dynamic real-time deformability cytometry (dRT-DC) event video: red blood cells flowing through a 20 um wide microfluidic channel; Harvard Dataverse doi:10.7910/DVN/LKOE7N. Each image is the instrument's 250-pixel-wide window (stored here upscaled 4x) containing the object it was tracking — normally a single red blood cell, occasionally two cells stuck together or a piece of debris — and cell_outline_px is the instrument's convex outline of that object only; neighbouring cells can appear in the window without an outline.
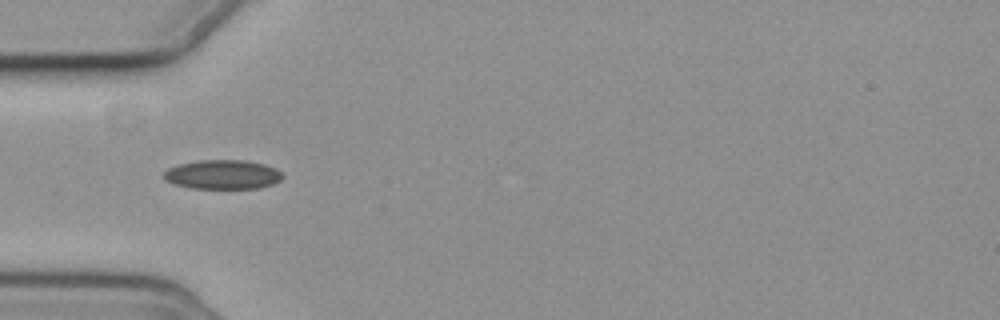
{"species": "common noctule bat (a hibernating species)", "species_latin": "Nyctalus noctula", "temperature_condition": "cold", "stored_images_in_passage": 5, "camera_frame_rate_fps": 3000, "um_per_image_px": 0.085, "animal": {"sex": "female", "body_mass_g": 19.3, "forearm_length_mm": 54.1}, "frame": {"image": 1, "passage_image": 1, "time_ms": 0.0, "image_size_px": [1000, 320], "cell_outline_px": [[284, 176], [280, 180], [272, 184], [260, 188], [192, 188], [176, 184], [164, 180], [164, 172], [168, 168], [180, 164], [200, 160], [244, 160], [264, 164], [276, 168]], "centroid_in_image_um": [18.94, 14.83], "position_along_channel_um": 66.1, "area_um2": 20.11}}
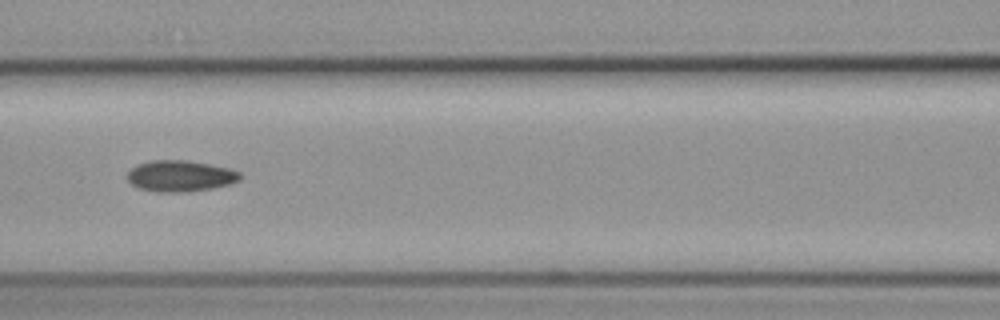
{"frame": {"image": 2, "passage_image": 3, "time_ms": 2.333, "image_size_px": [1000, 320], "cell_outline_px": [[240, 180], [228, 184], [212, 188], [180, 192], [160, 192], [140, 188], [132, 184], [128, 180], [128, 172], [136, 164], [152, 160], [184, 160], [208, 164], [228, 168], [240, 172]], "centroid_in_image_um": [15.3, 14.95], "position_along_channel_um": 151.3, "area_um2": 20.17}}
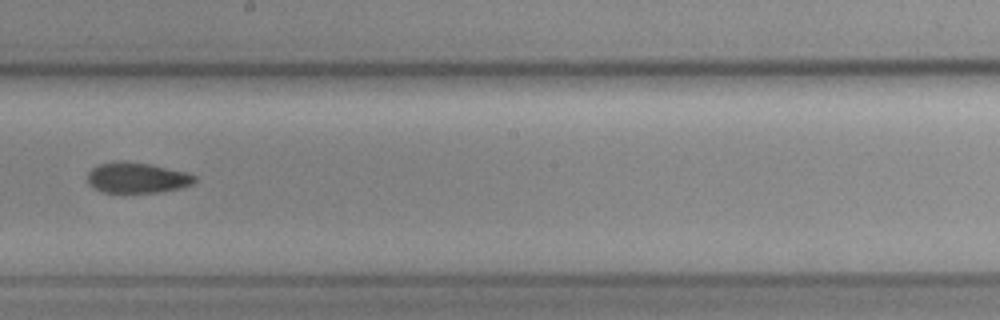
{"frame": {"image": 3, "passage_image": 5, "time_ms": 4.667, "image_size_px": [1000, 320], "cell_outline_px": [[196, 180], [192, 184], [184, 188], [164, 192], [104, 192], [92, 188], [88, 184], [88, 172], [92, 168], [100, 164], [120, 160], [148, 164], [184, 172], [196, 176]], "centroid_in_image_um": [11.64, 15.12], "position_along_channel_um": 236.6, "area_um2": 19.07}}